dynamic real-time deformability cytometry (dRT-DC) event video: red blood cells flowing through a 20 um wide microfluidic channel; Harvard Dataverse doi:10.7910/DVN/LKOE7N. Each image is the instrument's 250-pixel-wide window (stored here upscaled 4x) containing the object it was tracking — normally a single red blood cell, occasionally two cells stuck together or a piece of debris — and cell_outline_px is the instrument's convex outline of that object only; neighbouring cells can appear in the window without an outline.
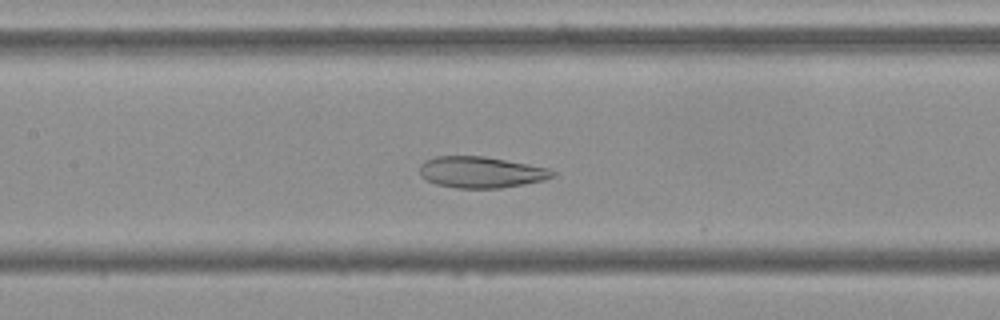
{"species": "Egyptian fruit bat (a non-hibernating species)", "species_latin": "Rousettus aegyptiacus", "temperature_condition": "cold", "stored_images_in_passage": 39, "camera_frame_rate_fps": 3000, "um_per_image_px": 0.085, "frame": {"image": 1, "passage_image": 10, "time_ms": 3.0, "image_size_px": [1000, 320], "cell_outline_px": [[556, 176], [544, 180], [524, 184], [500, 188], [456, 188], [436, 184], [424, 180], [420, 176], [420, 164], [424, 160], [436, 156], [484, 156], [528, 164], [548, 168], [556, 172]], "centroid_in_image_um": [40.86, 14.64], "position_along_channel_um": 166.5, "area_um2": 24.39}}
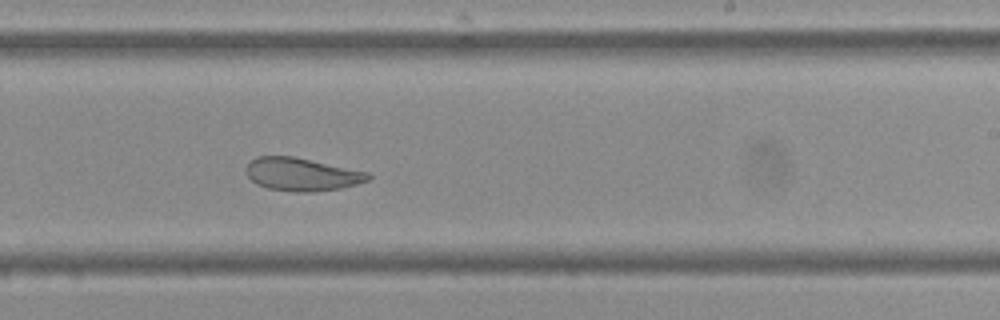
{"frame": {"image": 2, "passage_image": 18, "time_ms": 5.667, "image_size_px": [1000, 320], "cell_outline_px": [[372, 176], [368, 180], [356, 184], [340, 188], [312, 192], [296, 192], [268, 188], [256, 184], [248, 176], [248, 160], [256, 156], [292, 156], [368, 172]], "centroid_in_image_um": [25.64, 14.82], "position_along_channel_um": 263.4, "area_um2": 23.24}}
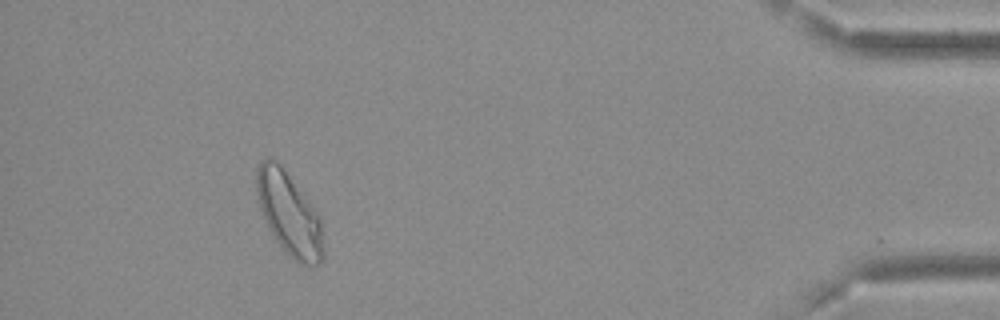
{"frame": {"image": 3, "passage_image": 35, "time_ms": 11.333, "image_size_px": [1000, 320], "cell_outline_px": [[324, 256], [316, 264], [300, 264], [276, 240], [260, 208], [256, 192], [256, 168], [260, 160], [268, 156], [272, 156], [280, 164], [308, 196], [320, 216], [324, 244]], "centroid_in_image_um": [24.59, 18.07], "position_along_channel_um": 410.6, "area_um2": 32.37}, "authors_computed_cell_mechanics": {"area_um2": 25.432, "velocity_mm_per_s": 3.6427, "shape_relaxation_time_tau1_ms": null, "shape_relaxation_time_tau2_ms": 2.1252, "deformation_change_tau1": null, "deformation_change_tau2": 0.0786}}